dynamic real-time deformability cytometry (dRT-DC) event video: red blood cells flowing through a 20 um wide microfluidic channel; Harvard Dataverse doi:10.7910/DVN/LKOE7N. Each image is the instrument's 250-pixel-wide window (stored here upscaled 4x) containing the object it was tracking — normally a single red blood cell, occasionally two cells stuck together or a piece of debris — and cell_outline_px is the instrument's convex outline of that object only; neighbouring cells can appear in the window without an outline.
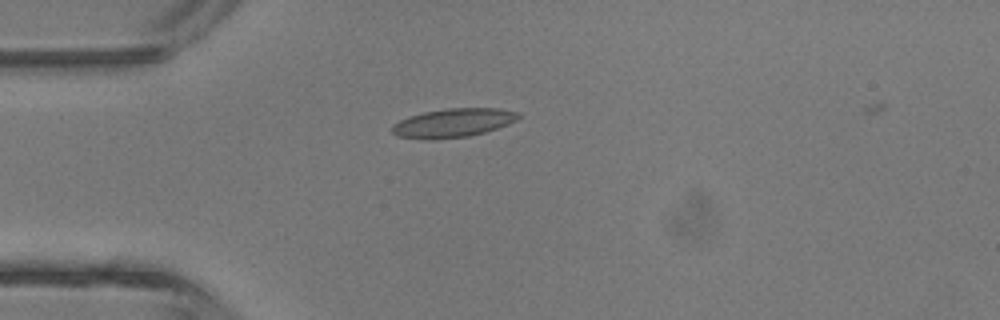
{"species": "common noctule bat (a hibernating species)", "species_latin": "Nyctalus noctula", "temperature_condition": "room temperature", "stored_images_in_passage": 1, "camera_frame_rate_fps": 3000, "um_per_image_px": 0.085, "animal": {"sex": "male", "body_mass_g": 13.3}, "frame": {"image": 1, "passage_image": 1, "time_ms": 0.0, "image_size_px": [1000, 320], "cell_outline_px": [[520, 116], [516, 120], [508, 124], [484, 132], [468, 136], [432, 140], [420, 140], [396, 136], [392, 132], [392, 124], [408, 116], [424, 112], [448, 108], [500, 108], [520, 112]], "centroid_in_image_um": [38.48, 10.45], "position_along_channel_um": 46.5, "area_um2": 21.39}}